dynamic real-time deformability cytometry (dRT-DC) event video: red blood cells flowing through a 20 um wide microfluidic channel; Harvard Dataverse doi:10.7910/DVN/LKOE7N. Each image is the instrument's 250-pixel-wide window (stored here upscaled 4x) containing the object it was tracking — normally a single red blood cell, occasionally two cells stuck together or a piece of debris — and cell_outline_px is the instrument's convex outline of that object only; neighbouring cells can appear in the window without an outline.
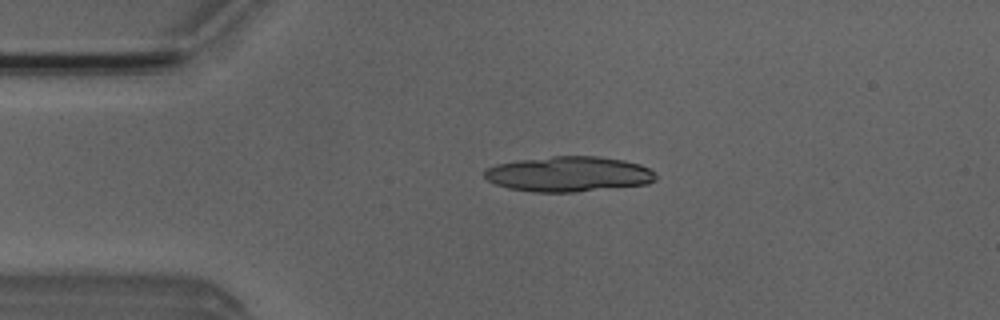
{"species": "Egyptian fruit bat (a non-hibernating species)", "species_latin": "Rousettus aegyptiacus", "temperature_condition": "room temperature", "stored_images_in_passage": 4, "camera_frame_rate_fps": 3000, "um_per_image_px": 0.085, "animal": {"sex": "male"}, "frame": {"image": 1, "passage_image": 2, "time_ms": 1.0, "image_size_px": [1000, 320], "cell_outline_px": [[656, 180], [648, 184], [576, 192], [532, 192], [508, 188], [496, 184], [488, 180], [484, 176], [484, 172], [488, 168], [496, 164], [520, 160], [552, 156], [600, 156], [624, 160], [640, 164], [656, 172]], "centroid_in_image_um": [48.37, 14.8], "position_along_channel_um": 36.6, "area_um2": 35.32}}